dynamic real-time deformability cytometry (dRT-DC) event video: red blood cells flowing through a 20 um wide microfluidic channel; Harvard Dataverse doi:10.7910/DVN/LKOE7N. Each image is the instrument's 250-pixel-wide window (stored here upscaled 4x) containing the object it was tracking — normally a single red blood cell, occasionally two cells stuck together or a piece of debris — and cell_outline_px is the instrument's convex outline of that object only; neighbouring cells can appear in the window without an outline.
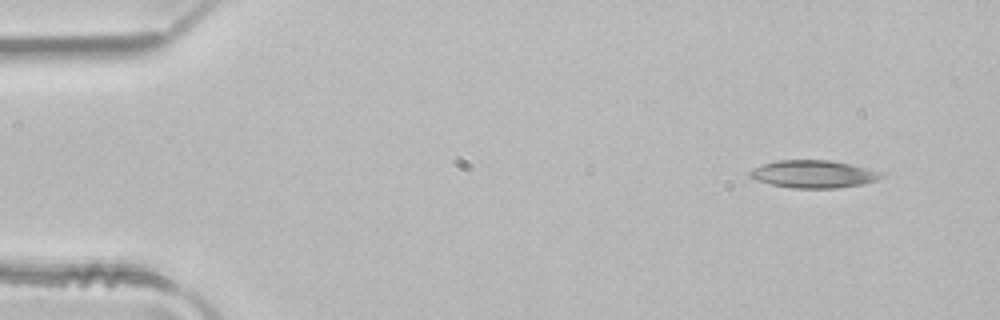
{"species": "common noctule bat (a hibernating species)", "species_latin": "Nyctalus noctula", "temperature_condition": "room temperature", "stored_images_in_passage": 3, "camera_frame_rate_fps": 3000, "um_per_image_px": 0.085, "animal": {"sex": "male", "body_mass_g": 21.5, "forearm_length_mm": 52.0}, "frame": {"image": 1, "passage_image": 1, "time_ms": 0.0, "image_size_px": [1000, 320], "cell_outline_px": [[884, 176], [876, 180], [864, 184], [836, 188], [792, 188], [772, 184], [756, 180], [748, 176], [748, 172], [752, 168], [776, 160], [828, 160], [848, 164], [880, 172]], "centroid_in_image_um": [69.09, 14.8], "position_along_channel_um": 15.9, "area_um2": 20.92}}